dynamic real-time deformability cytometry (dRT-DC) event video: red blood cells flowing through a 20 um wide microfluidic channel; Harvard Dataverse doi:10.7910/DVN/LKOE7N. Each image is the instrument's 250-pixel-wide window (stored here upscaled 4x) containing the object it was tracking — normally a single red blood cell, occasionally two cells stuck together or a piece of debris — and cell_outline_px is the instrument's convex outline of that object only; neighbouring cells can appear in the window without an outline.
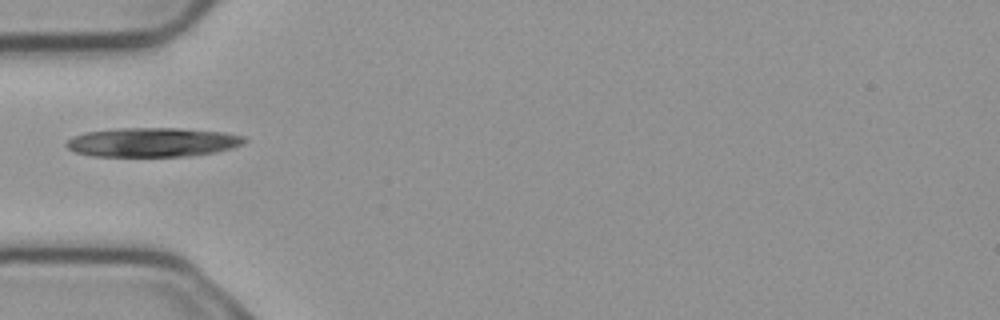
{"species": "common noctule bat (a hibernating species)", "species_latin": "Nyctalus noctula", "temperature_condition": "cold", "stored_images_in_passage": 1, "camera_frame_rate_fps": 3000, "um_per_image_px": 0.085, "animal": {"sex": "male", "body_mass_g": 23.1, "forearm_length_mm": 52.7}, "frame": {"image": 1, "passage_image": 1, "time_ms": 0.0, "image_size_px": [1000, 320], "cell_outline_px": [[248, 140], [232, 148], [216, 152], [188, 156], [92, 156], [76, 152], [68, 148], [64, 144], [72, 136], [88, 132], [120, 128], [180, 128], [224, 132], [244, 136]], "centroid_in_image_um": [12.98, 12.09], "position_along_channel_um": 72.0, "area_um2": 30.23}}